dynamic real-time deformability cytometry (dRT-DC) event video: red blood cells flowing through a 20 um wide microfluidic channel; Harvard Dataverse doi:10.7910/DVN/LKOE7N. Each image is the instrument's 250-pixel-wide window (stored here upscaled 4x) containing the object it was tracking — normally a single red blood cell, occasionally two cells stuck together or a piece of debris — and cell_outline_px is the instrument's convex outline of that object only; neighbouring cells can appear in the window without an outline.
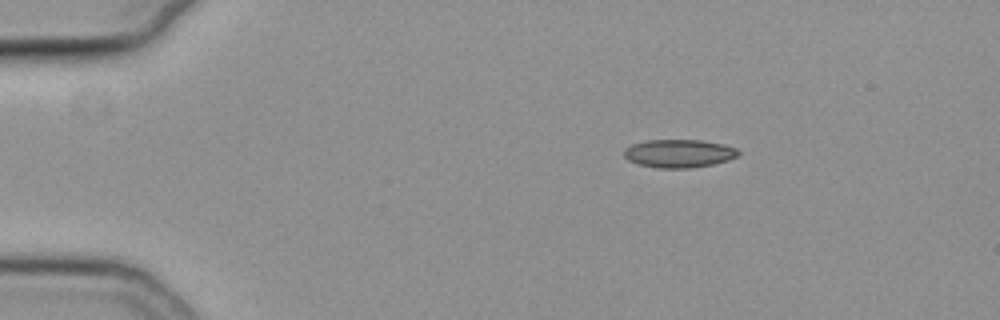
{"species": "common noctule bat (a hibernating species)", "species_latin": "Nyctalus noctula", "temperature_condition": "cold", "stored_images_in_passage": 35, "camera_frame_rate_fps": 3000, "um_per_image_px": 0.085, "animal": {"sex": "female", "body_mass_g": 19.3, "forearm_length_mm": 54.1}, "frame": {"image": 1, "passage_image": 1, "time_ms": 0.0, "image_size_px": [1000, 320], "cell_outline_px": [[740, 152], [736, 156], [728, 160], [712, 164], [692, 168], [656, 168], [640, 164], [628, 160], [624, 156], [624, 148], [632, 144], [648, 140], [700, 140], [724, 144], [736, 148]], "centroid_in_image_um": [57.7, 13.04], "position_along_channel_um": 27.3, "area_um2": 18.73}}
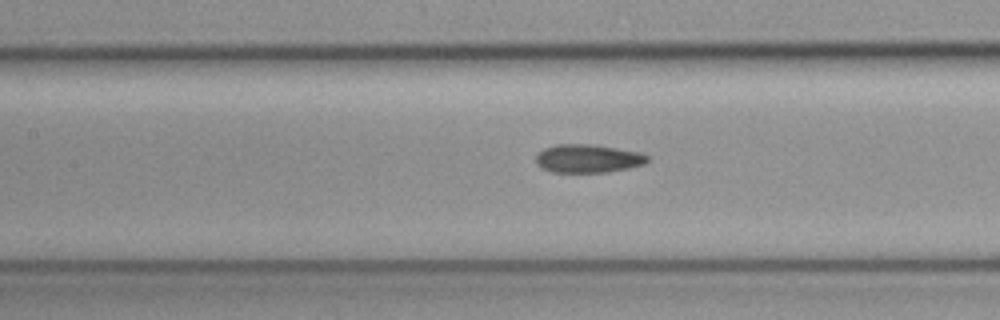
{"frame": {"image": 2, "passage_image": 17, "time_ms": 5.333, "image_size_px": [1000, 320], "cell_outline_px": [[652, 160], [644, 164], [628, 168], [608, 172], [552, 172], [540, 168], [536, 164], [536, 156], [544, 148], [556, 144], [596, 144], [640, 152], [648, 156]], "centroid_in_image_um": [49.99, 13.47], "position_along_channel_um": 157.4, "area_um2": 18.67}}
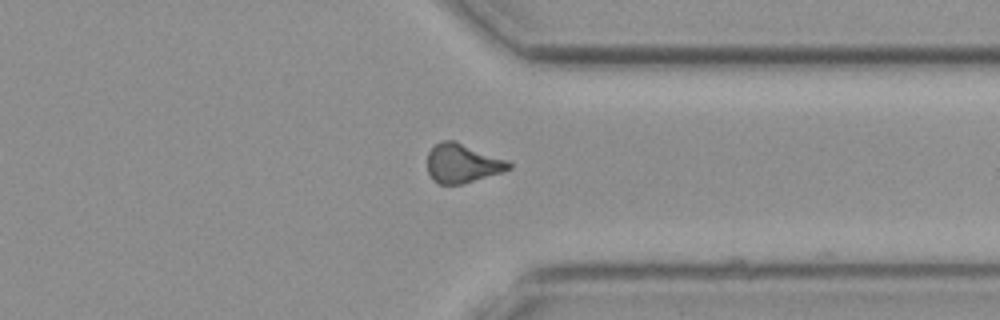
{"frame": {"image": 3, "passage_image": 34, "time_ms": 11.0, "image_size_px": [1000, 320], "cell_outline_px": [[512, 168], [500, 172], [460, 184], [436, 184], [432, 180], [428, 172], [428, 152], [436, 144], [444, 140], [456, 140], [508, 160], [512, 164]], "centroid_in_image_um": [39.29, 13.86], "position_along_channel_um": 372.1, "area_um2": 18.5}}